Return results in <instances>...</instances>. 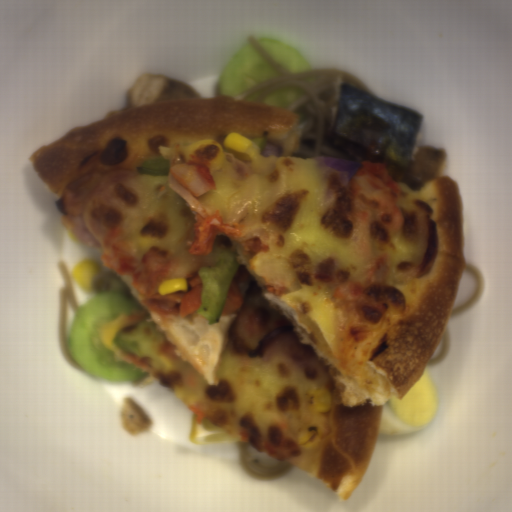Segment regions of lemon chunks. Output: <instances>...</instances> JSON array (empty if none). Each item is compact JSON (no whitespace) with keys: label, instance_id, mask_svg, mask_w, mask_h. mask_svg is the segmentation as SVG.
<instances>
[{"label":"lemon chunks","instance_id":"e0be4373","mask_svg":"<svg viewBox=\"0 0 512 512\" xmlns=\"http://www.w3.org/2000/svg\"><path fill=\"white\" fill-rule=\"evenodd\" d=\"M188 438L198 445L242 441L231 433L198 417L194 412L192 415Z\"/></svg>","mask_w":512,"mask_h":512}]
</instances>
